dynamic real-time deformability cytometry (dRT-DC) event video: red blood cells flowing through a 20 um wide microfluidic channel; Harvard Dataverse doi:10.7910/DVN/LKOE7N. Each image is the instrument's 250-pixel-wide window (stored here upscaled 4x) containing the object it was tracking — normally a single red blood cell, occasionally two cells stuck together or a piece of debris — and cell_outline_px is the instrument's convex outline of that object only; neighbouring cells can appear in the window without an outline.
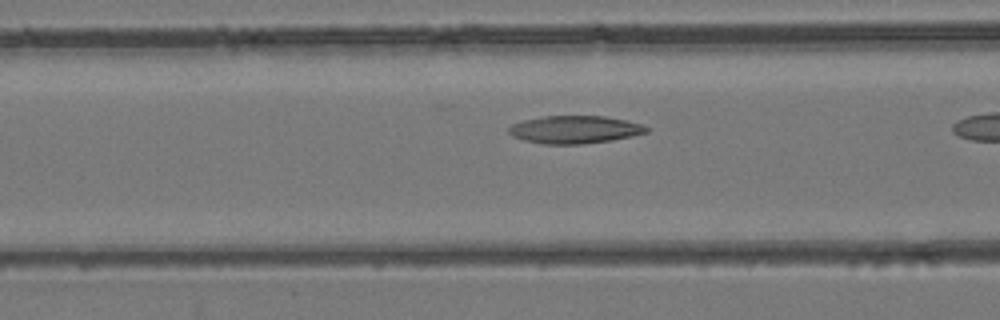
{"species": "common noctule bat (a hibernating species)", "species_latin": "Nyctalus noctula", "temperature_condition": "room temperature", "stored_images_in_passage": 6, "camera_frame_rate_fps": 3000, "um_per_image_px": 0.085, "animal": {"sex": "female", "body_mass_g": 24.6, "forearm_length_mm": 56.2}, "frame": {"image": 1, "passage_image": 5, "time_ms": 1.333, "image_size_px": [1000, 320], "cell_outline_px": [[648, 132], [632, 136], [612, 140], [584, 144], [544, 144], [524, 140], [512, 136], [508, 132], [508, 128], [512, 124], [524, 120], [544, 116], [604, 116], [628, 120], [644, 124], [648, 128]], "centroid_in_image_um": [48.88, 11.01], "position_along_channel_um": 117.7, "area_um2": 22.37}}